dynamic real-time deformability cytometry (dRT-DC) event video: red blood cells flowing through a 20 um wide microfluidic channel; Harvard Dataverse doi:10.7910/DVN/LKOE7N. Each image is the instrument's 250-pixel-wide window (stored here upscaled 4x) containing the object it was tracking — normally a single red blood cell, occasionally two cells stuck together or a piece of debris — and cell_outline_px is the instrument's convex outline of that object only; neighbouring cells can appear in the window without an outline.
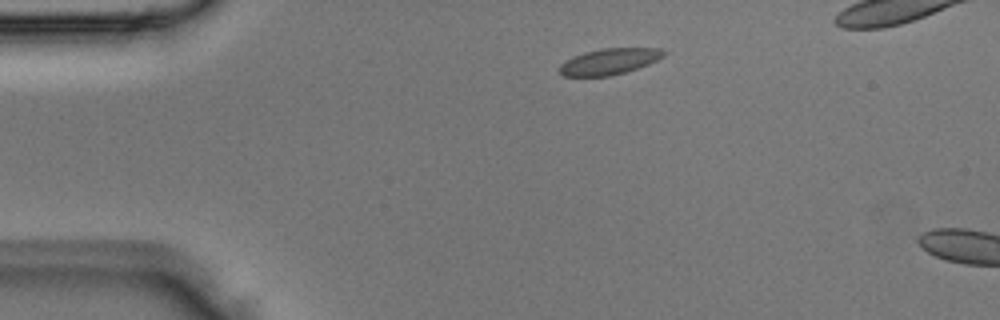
{"species": "Egyptian fruit bat (a non-hibernating species)", "species_latin": "Rousettus aegyptiacus", "temperature_condition": "room temperature", "stored_images_in_passage": 2, "camera_frame_rate_fps": 3000, "um_per_image_px": 0.085, "animal": {"sex": "male"}, "frame": {"image": 1, "passage_image": 1, "time_ms": 0.0, "image_size_px": [1000, 320], "cell_outline_px": [[668, 52], [664, 56], [648, 64], [624, 72], [608, 76], [564, 76], [560, 72], [560, 64], [564, 60], [572, 56], [584, 52], [600, 48], [660, 48]], "centroid_in_image_um": [51.78, 5.21], "position_along_channel_um": 33.2, "area_um2": 15.84}}